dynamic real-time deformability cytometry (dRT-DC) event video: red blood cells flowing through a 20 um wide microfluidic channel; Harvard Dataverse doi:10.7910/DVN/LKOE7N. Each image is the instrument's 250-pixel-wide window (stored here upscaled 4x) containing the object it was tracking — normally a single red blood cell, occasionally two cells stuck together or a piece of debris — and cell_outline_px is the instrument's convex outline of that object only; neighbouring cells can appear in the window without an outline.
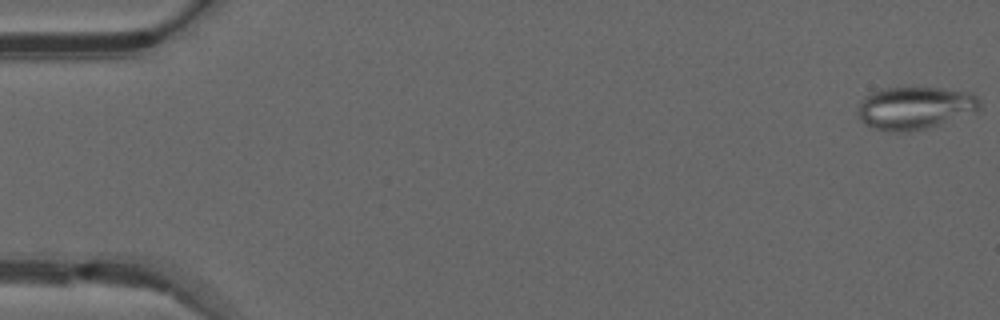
{"species": "common noctule bat (a hibernating species)", "species_latin": "Nyctalus noctula", "temperature_condition": "warm", "stored_images_in_passage": 50, "camera_frame_rate_fps": 3000, "um_per_image_px": 0.085, "animal": {"sex": "male", "forearm_length_mm": 52.5}, "frame": {"image": 1, "passage_image": 1, "time_ms": 0.0, "image_size_px": [1000, 320], "cell_outline_px": [[980, 108], [976, 112], [928, 128], [908, 132], [888, 132], [872, 128], [864, 124], [860, 120], [856, 112], [860, 100], [864, 96], [872, 92], [884, 88], [944, 88], [972, 92], [980, 100]], "centroid_in_image_um": [77.74, 9.18], "position_along_channel_um": 7.3, "area_um2": 30.81}}
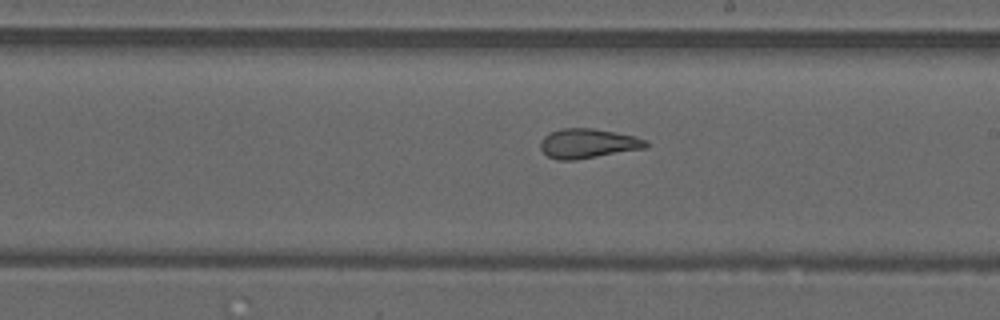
{"frame": {"image": 2, "passage_image": 29, "time_ms": 9.333, "image_size_px": [1000, 320], "cell_outline_px": [[648, 144], [644, 148], [576, 160], [556, 160], [548, 156], [540, 148], [540, 140], [544, 136], [552, 132], [564, 128], [592, 128], [636, 136], [648, 140]], "centroid_in_image_um": [49.96, 12.2], "position_along_channel_um": 239.0, "area_um2": 18.09}}
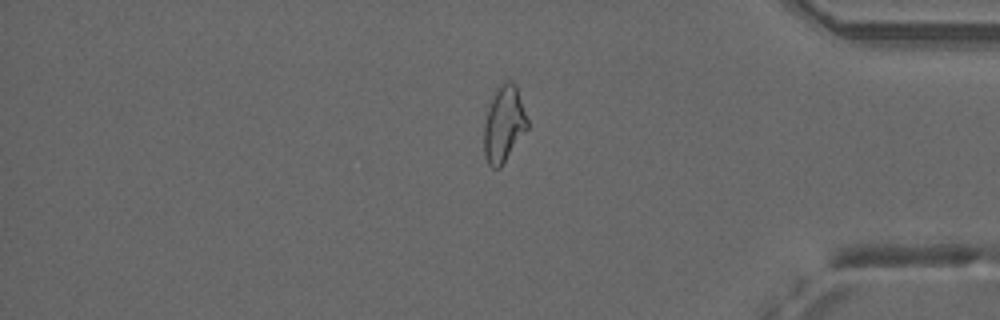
{"frame": {"image": 3, "passage_image": 42, "time_ms": 13.667, "image_size_px": [1000, 320], "cell_outline_px": [[528, 128], [500, 168], [492, 168], [488, 164], [484, 156], [484, 124], [488, 108], [496, 88], [500, 84], [508, 80], [512, 80], [516, 84], [528, 120]], "centroid_in_image_um": [42.83, 10.54], "position_along_channel_um": 392.4, "area_um2": 19.31}, "authors_computed_cell_mechanics": {"area_um2": 21.1259, "velocity_mm_per_s": 4.1143, "shape_relaxation_time_tau1_ms": null, "shape_relaxation_time_tau2_ms": 1.3382, "deformation_change_tau1": null, "deformation_change_tau2": 0.106}}